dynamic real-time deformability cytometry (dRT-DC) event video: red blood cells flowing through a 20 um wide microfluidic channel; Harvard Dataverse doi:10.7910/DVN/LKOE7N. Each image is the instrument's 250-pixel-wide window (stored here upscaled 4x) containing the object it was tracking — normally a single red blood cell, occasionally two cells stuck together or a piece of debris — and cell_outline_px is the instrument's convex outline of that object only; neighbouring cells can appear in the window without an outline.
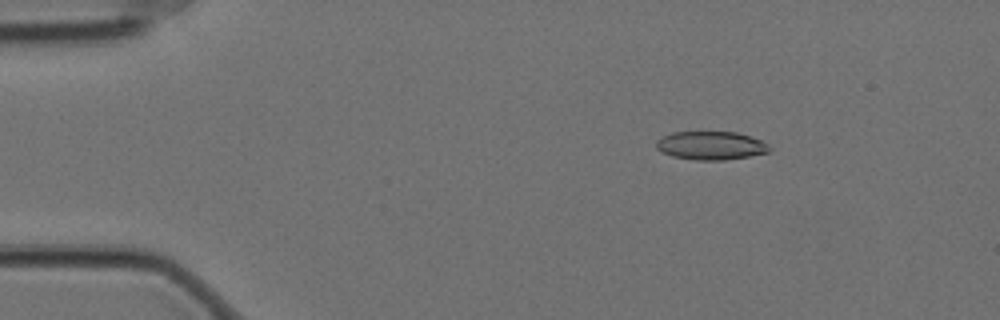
{"species": "Egyptian fruit bat (a non-hibernating species)", "species_latin": "Rousettus aegyptiacus", "temperature_condition": "cold", "stored_images_in_passage": 31, "camera_frame_rate_fps": 3000, "um_per_image_px": 0.085, "animal": {"sex": "female"}, "frame": {"image": 1, "passage_image": 9, "time_ms": 2.667, "image_size_px": [1000, 320], "cell_outline_px": [[772, 148], [768, 152], [748, 156], [724, 160], [696, 160], [672, 156], [660, 152], [656, 148], [656, 140], [672, 132], [736, 132], [760, 140], [768, 144]], "centroid_in_image_um": [60.4, 12.37], "position_along_channel_um": 24.6, "area_um2": 18.67}}
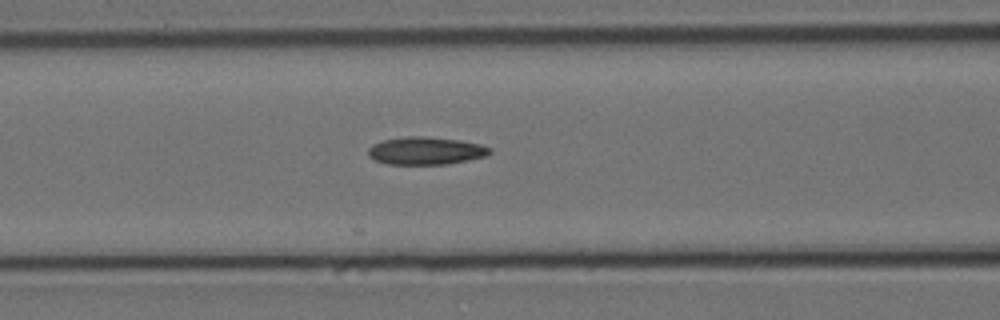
{"frame": {"image": 2, "passage_image": 24, "time_ms": 7.667, "image_size_px": [1000, 320], "cell_outline_px": [[492, 152], [488, 156], [444, 164], [388, 164], [376, 160], [368, 156], [368, 148], [372, 144], [384, 140], [404, 136], [424, 136], [460, 140], [480, 144], [492, 148]], "centroid_in_image_um": [36.2, 12.81], "position_along_channel_um": 130.4, "area_um2": 19.65}}
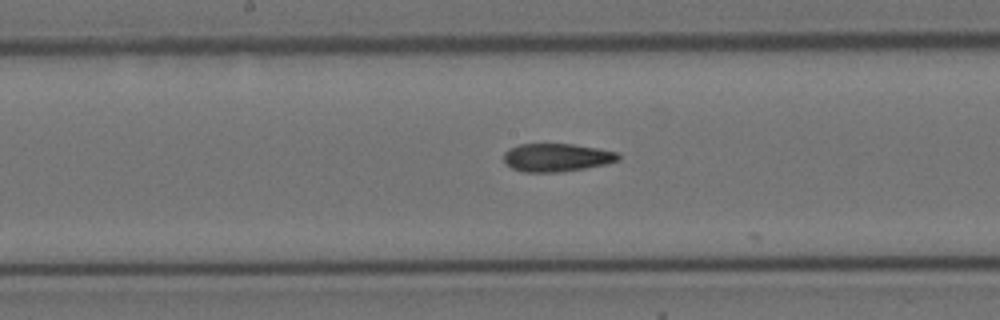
{"frame": {"image": 3, "passage_image": 30, "time_ms": 9.667, "image_size_px": [1000, 320], "cell_outline_px": [[620, 160], [604, 164], [584, 168], [556, 172], [524, 172], [512, 168], [504, 160], [504, 152], [508, 148], [520, 144], [572, 144], [620, 152]], "centroid_in_image_um": [47.32, 13.38], "position_along_channel_um": 200.9, "area_um2": 18.67}}